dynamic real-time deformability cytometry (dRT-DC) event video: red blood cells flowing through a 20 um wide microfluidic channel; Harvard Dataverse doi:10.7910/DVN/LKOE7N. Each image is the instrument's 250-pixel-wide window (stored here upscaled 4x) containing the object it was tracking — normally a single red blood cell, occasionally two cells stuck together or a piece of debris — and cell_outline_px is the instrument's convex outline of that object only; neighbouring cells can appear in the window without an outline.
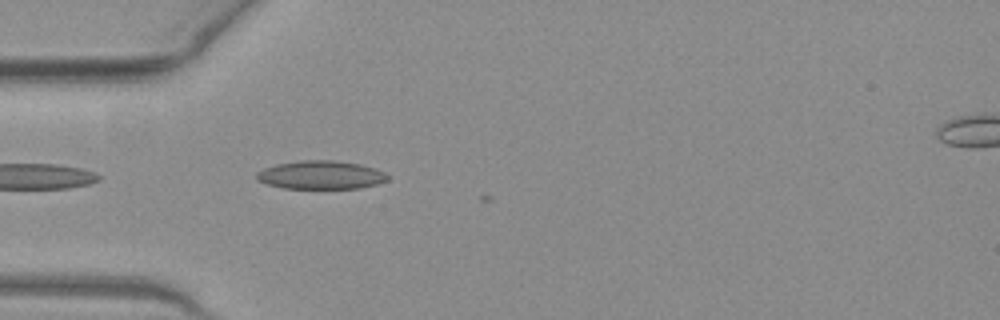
{"species": "common noctule bat (a hibernating species)", "species_latin": "Nyctalus noctula", "temperature_condition": "warm", "stored_images_in_passage": 3, "camera_frame_rate_fps": 3000, "um_per_image_px": 0.085, "animal": {"sex": "female", "body_mass_g": 19.3, "forearm_length_mm": 54.1}, "frame": {"image": 1, "passage_image": 1, "time_ms": 0.0, "image_size_px": [1000, 320], "cell_outline_px": [[388, 180], [376, 184], [360, 188], [284, 188], [268, 184], [256, 180], [256, 172], [264, 168], [276, 164], [300, 160], [332, 160], [360, 164], [376, 168], [384, 172], [388, 176]], "centroid_in_image_um": [27.26, 14.86], "position_along_channel_um": 57.7, "area_um2": 21.68}}